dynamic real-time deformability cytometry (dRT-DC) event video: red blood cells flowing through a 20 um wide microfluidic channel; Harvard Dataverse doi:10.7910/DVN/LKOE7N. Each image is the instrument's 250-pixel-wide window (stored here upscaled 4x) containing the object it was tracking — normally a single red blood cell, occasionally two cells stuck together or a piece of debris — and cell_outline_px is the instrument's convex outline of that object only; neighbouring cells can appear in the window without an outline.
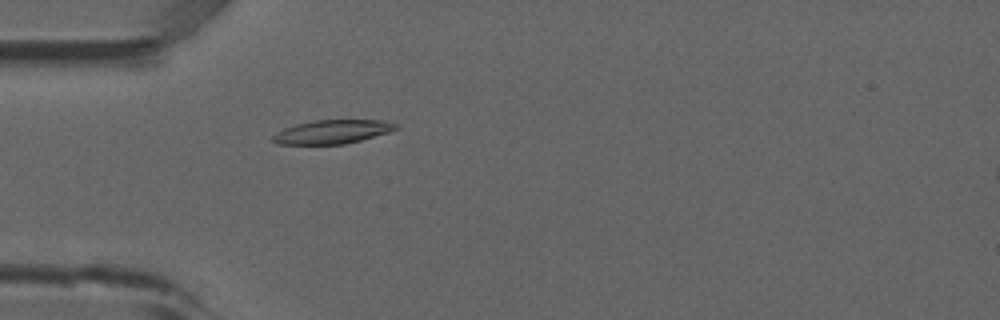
{"species": "common noctule bat (a hibernating species)", "species_latin": "Nyctalus noctula", "temperature_condition": "room temperature", "stored_images_in_passage": 4, "camera_frame_rate_fps": 3000, "um_per_image_px": 0.085, "animal": {"sex": "male", "forearm_length_mm": 52.5}, "frame": {"image": 1, "passage_image": 4, "time_ms": 1.0, "image_size_px": [1000, 320], "cell_outline_px": [[400, 128], [388, 132], [360, 140], [344, 144], [276, 144], [272, 140], [272, 136], [276, 132], [284, 128], [296, 124], [316, 120], [384, 120], [396, 124]], "centroid_in_image_um": [28.23, 11.2], "position_along_channel_um": 56.8, "area_um2": 16.94}}